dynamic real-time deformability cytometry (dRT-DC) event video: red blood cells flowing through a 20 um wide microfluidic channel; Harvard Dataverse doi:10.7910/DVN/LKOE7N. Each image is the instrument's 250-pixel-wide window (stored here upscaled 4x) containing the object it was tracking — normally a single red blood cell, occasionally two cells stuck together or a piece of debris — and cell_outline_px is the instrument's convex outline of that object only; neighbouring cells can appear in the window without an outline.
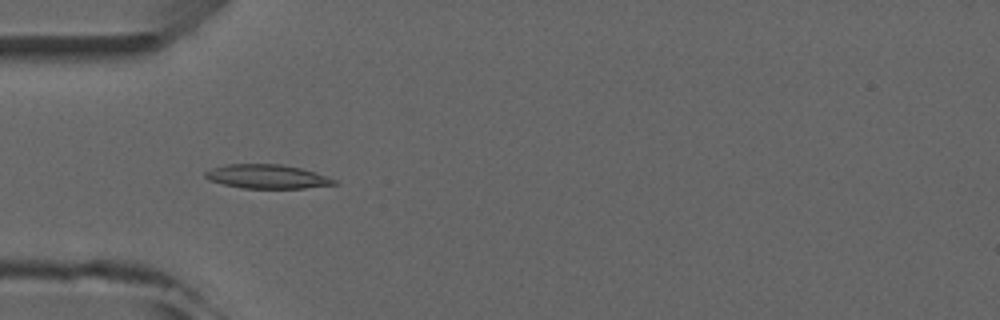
{"species": "common noctule bat (a hibernating species)", "species_latin": "Nyctalus noctula", "temperature_condition": "room temperature", "stored_images_in_passage": 4, "camera_frame_rate_fps": 3000, "um_per_image_px": 0.085, "animal": {"sex": "male", "forearm_length_mm": 52.5}, "frame": {"image": 1, "passage_image": 4, "time_ms": 4.333, "image_size_px": [1000, 320], "cell_outline_px": [[336, 184], [304, 188], [240, 188], [208, 180], [204, 176], [204, 172], [212, 168], [228, 164], [280, 164], [300, 168], [336, 180]], "centroid_in_image_um": [22.63, 15.01], "position_along_channel_um": 62.4, "area_um2": 17.74}}